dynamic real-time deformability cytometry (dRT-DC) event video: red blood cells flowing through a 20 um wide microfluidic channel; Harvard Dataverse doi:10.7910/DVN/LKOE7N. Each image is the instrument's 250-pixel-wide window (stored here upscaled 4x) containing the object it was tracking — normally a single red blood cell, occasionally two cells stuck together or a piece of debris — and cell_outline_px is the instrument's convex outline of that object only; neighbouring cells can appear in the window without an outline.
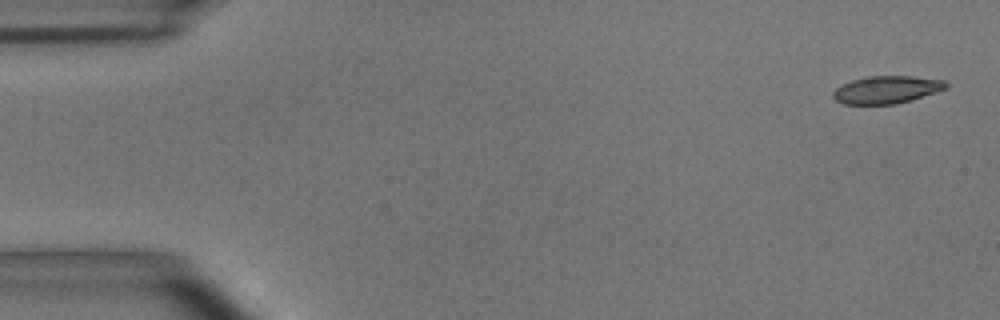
{"species": "common noctule bat (a hibernating species)", "species_latin": "Nyctalus noctula", "temperature_condition": "room temperature", "stored_images_in_passage": 5, "camera_frame_rate_fps": 3000, "um_per_image_px": 0.085, "animal": {"sex": "male", "body_mass_g": 15.6}, "frame": {"image": 1, "passage_image": 1, "time_ms": 0.0, "image_size_px": [1000, 320], "cell_outline_px": [[948, 88], [896, 104], [844, 104], [836, 100], [832, 96], [832, 92], [840, 84], [852, 80], [868, 76], [912, 76], [944, 80], [948, 84]], "centroid_in_image_um": [75.33, 7.61], "position_along_channel_um": 9.7, "area_um2": 18.09}}
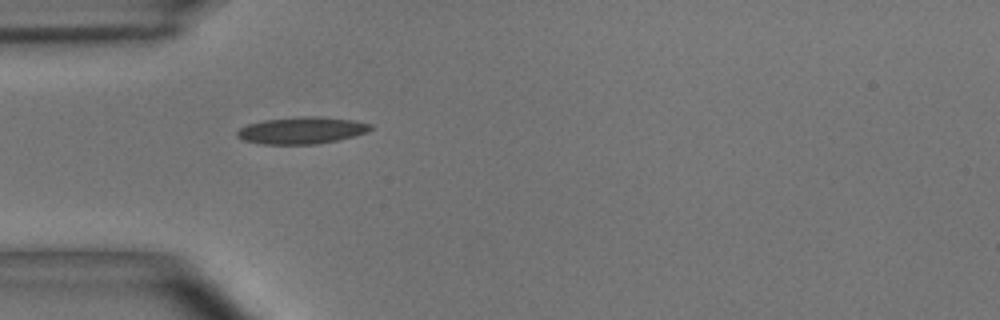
{"frame": {"image": 2, "passage_image": 5, "time_ms": 1.333, "image_size_px": [1000, 320], "cell_outline_px": [[372, 128], [364, 132], [352, 136], [336, 140], [316, 144], [260, 144], [244, 140], [236, 136], [236, 132], [240, 128], [248, 124], [264, 120], [300, 116], [320, 116], [352, 120], [372, 124]], "centroid_in_image_um": [25.6, 11.08], "position_along_channel_um": 59.4, "area_um2": 20.75}}